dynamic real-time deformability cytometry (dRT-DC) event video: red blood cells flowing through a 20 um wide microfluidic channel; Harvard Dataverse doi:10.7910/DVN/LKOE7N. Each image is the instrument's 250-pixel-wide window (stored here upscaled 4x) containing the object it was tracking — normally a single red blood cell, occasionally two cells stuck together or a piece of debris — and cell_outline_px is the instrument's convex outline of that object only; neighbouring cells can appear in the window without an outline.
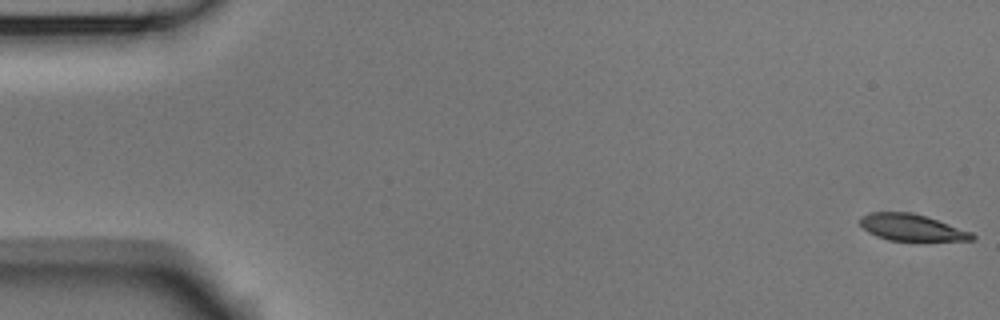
{"species": "Egyptian fruit bat (a non-hibernating species)", "species_latin": "Rousettus aegyptiacus", "temperature_condition": "room temperature", "stored_images_in_passage": 55, "camera_frame_rate_fps": 3000, "um_per_image_px": 0.085, "animal": {"sex": "male"}, "frame": {"image": 1, "passage_image": 1, "time_ms": 0.0, "image_size_px": [1000, 320], "cell_outline_px": [[976, 240], [888, 240], [876, 236], [868, 232], [860, 224], [860, 216], [872, 212], [912, 212], [972, 232], [976, 236]], "centroid_in_image_um": [77.47, 19.33], "position_along_channel_um": 7.5, "area_um2": 17.11}}
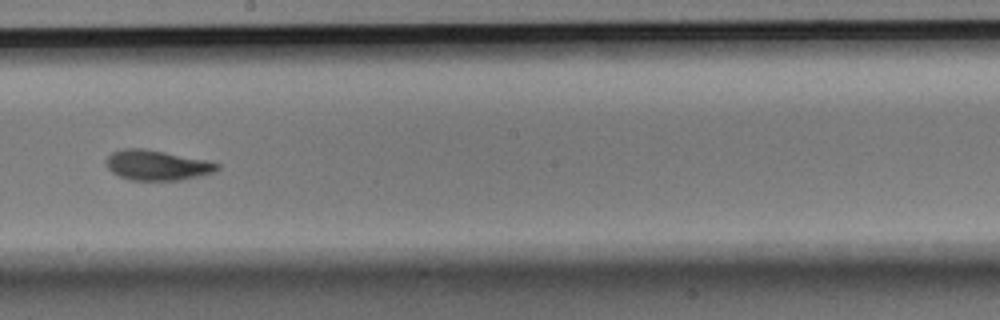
{"frame": {"image": 2, "passage_image": 31, "time_ms": 10.0, "image_size_px": [1000, 320], "cell_outline_px": [[220, 168], [216, 172], [200, 176], [180, 180], [128, 180], [112, 172], [108, 168], [108, 156], [112, 152], [124, 148], [144, 148], [204, 160], [220, 164]], "centroid_in_image_um": [13.36, 14.05], "position_along_channel_um": 234.8, "area_um2": 19.31}}
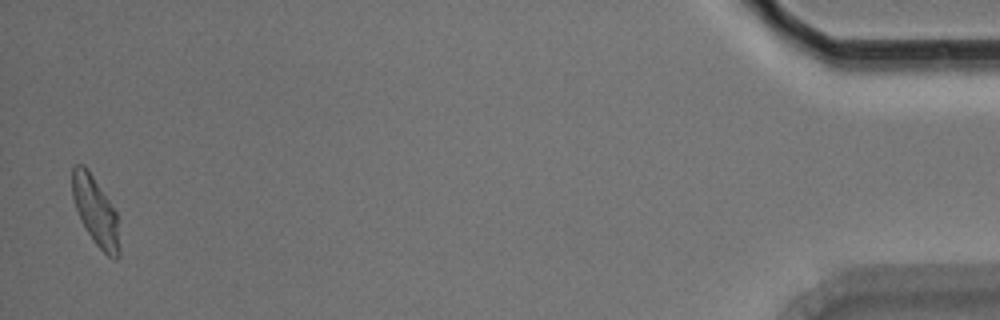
{"frame": {"image": 3, "passage_image": 54, "time_ms": 17.667, "image_size_px": [1000, 320], "cell_outline_px": [[120, 256], [116, 260], [108, 256], [96, 244], [80, 220], [72, 196], [72, 164], [84, 164], [116, 212], [120, 248]], "centroid_in_image_um": [8.11, 17.96], "position_along_channel_um": 427.1, "area_um2": 18.55}, "authors_computed_cell_mechanics": {"area_um2": 19.074, "velocity_mm_per_s": 3.6801, "shape_relaxation_time_tau1_ms": 3.5942, "shape_relaxation_time_tau2_ms": 2.9241, "deformation_change_tau1": 0.1648, "deformation_change_tau2": 0.0639}}